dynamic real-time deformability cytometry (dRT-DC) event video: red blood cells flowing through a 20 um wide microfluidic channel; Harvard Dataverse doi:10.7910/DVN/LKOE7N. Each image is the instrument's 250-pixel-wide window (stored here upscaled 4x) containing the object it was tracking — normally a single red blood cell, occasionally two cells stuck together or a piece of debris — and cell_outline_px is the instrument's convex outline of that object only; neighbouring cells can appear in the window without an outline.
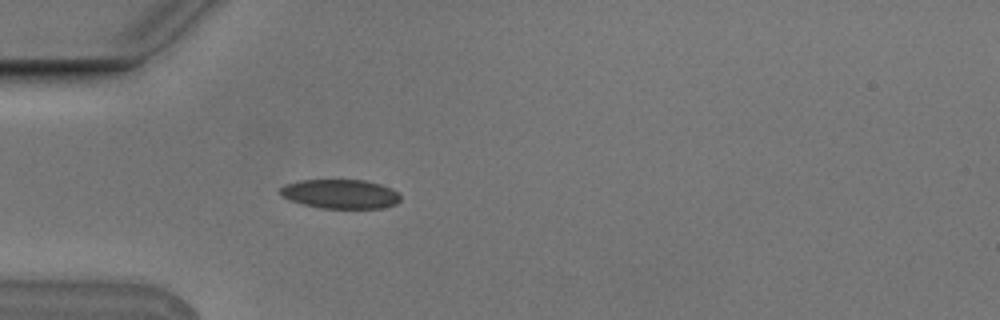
{"species": "Egyptian fruit bat (a non-hibernating species)", "species_latin": "Rousettus aegyptiacus", "temperature_condition": "cold", "stored_images_in_passage": 4, "camera_frame_rate_fps": 3000, "um_per_image_px": 0.085, "animal": {"sex": "male"}, "frame": {"image": 1, "passage_image": 4, "time_ms": 1.0, "image_size_px": [1000, 320], "cell_outline_px": [[400, 200], [396, 204], [384, 208], [320, 208], [304, 204], [280, 196], [280, 188], [284, 184], [300, 180], [364, 180], [380, 184], [396, 192], [400, 196]], "centroid_in_image_um": [28.91, 16.49], "position_along_channel_um": 56.1, "area_um2": 20.35}}